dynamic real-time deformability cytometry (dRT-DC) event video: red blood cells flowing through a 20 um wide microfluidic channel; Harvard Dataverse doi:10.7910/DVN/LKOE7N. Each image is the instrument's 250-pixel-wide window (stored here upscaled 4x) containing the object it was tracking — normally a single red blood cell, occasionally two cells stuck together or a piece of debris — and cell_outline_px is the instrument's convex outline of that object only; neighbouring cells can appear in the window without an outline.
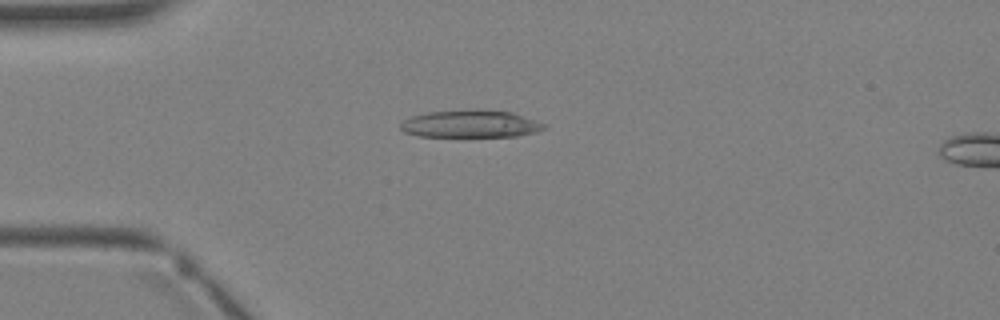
{"species": "Egyptian fruit bat (a non-hibernating species)", "species_latin": "Rousettus aegyptiacus", "temperature_condition": "warm", "stored_images_in_passage": 3, "camera_frame_rate_fps": 3000, "um_per_image_px": 0.085, "animal": {"sex": "female"}, "frame": {"image": 1, "passage_image": 3, "time_ms": 2.333, "image_size_px": [1000, 320], "cell_outline_px": [[548, 128], [536, 132], [516, 136], [420, 136], [404, 132], [400, 128], [400, 124], [404, 120], [412, 116], [428, 112], [472, 108], [480, 108], [512, 112], [548, 124]], "centroid_in_image_um": [40.05, 10.51], "position_along_channel_um": 45.0, "area_um2": 23.35}}